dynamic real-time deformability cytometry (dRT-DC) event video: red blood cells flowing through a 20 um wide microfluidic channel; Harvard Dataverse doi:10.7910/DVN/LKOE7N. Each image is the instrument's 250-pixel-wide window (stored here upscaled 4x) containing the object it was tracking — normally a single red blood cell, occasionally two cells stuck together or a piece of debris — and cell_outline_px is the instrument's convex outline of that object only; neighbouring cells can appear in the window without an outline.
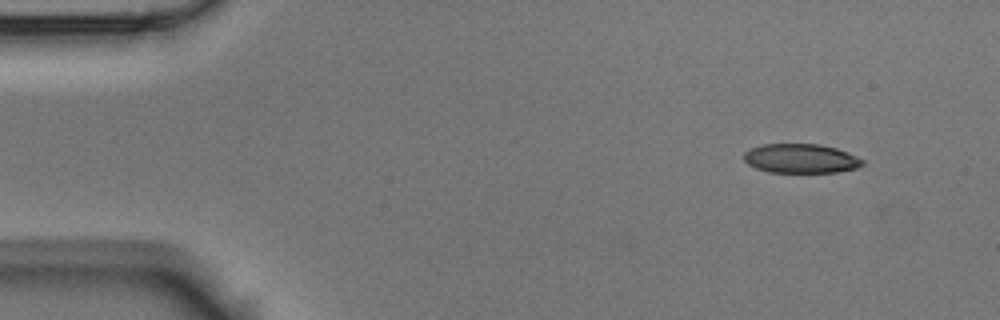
{"species": "Egyptian fruit bat (a non-hibernating species)", "species_latin": "Rousettus aegyptiacus", "temperature_condition": "room temperature", "stored_images_in_passage": 5, "segment_of_instrument_passage": [1, 2], "camera_frame_rate_fps": 3000, "um_per_image_px": 0.085, "animal": {"sex": "male"}, "frame": {"image": 1, "passage_image": 1, "time_ms": 0.0, "image_size_px": [1000, 320], "cell_outline_px": [[864, 164], [856, 168], [836, 172], [768, 172], [756, 168], [748, 164], [744, 160], [744, 152], [760, 144], [820, 144], [836, 148], [848, 152], [864, 160]], "centroid_in_image_um": [68.07, 13.47], "position_along_channel_um": 16.9, "area_um2": 20.23}}
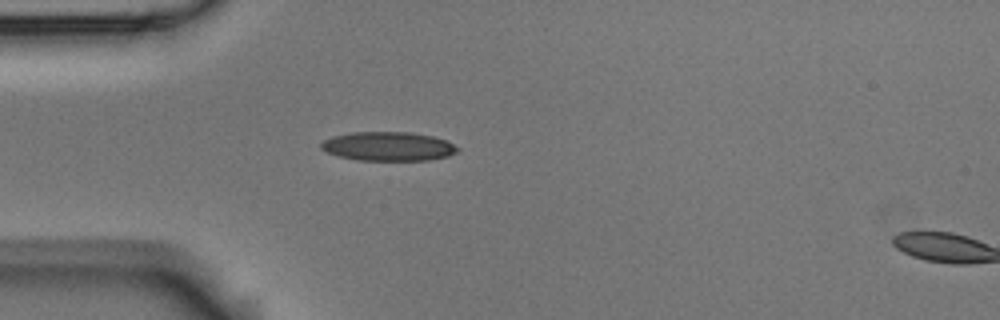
{"frame": {"image": 2, "passage_image": 4, "time_ms": 1.0, "image_size_px": [1000, 320], "cell_outline_px": [[460, 152], [448, 156], [428, 160], [356, 160], [340, 156], [328, 152], [320, 148], [320, 144], [324, 140], [332, 136], [352, 132], [412, 132], [432, 136], [448, 140], [460, 148]], "centroid_in_image_um": [33.05, 12.43], "position_along_channel_um": 51.9, "area_um2": 23.24}}